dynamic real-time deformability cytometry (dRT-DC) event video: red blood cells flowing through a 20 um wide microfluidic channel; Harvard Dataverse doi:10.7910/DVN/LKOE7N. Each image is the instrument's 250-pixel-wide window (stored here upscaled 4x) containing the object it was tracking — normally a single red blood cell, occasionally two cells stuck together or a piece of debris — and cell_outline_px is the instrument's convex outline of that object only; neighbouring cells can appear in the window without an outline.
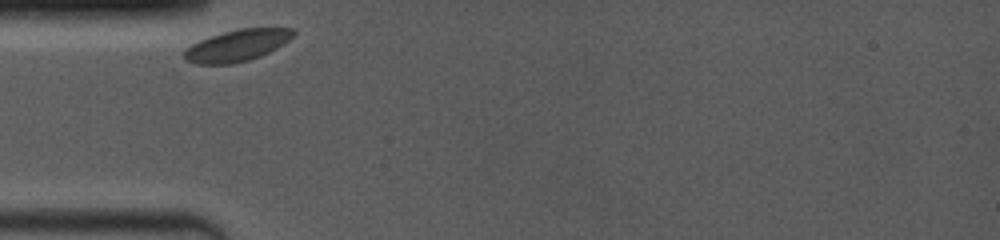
{"species": "common noctule bat (a hibernating species)", "species_latin": "Nyctalus noctula", "temperature_condition": "room temperature", "stored_images_in_passage": 39, "camera_frame_rate_fps": 4000, "um_per_image_px": 0.085, "animal": {"sex": "female", "body_mass_g": 19.0, "forearm_length_mm": 53.3}, "frame": {"image": 1, "passage_image": 1, "time_ms": 0.0, "image_size_px": [1000, 240], "cell_outline_px": [[296, 32], [288, 40], [276, 48], [260, 56], [248, 60], [232, 64], [196, 64], [184, 60], [184, 48], [200, 40], [224, 32], [240, 28], [296, 28]], "centroid_in_image_um": [20.13, 3.87], "position_along_channel_um": 64.9, "area_um2": 20.0}}
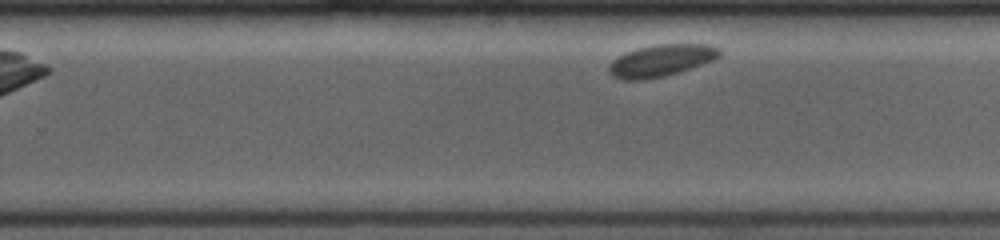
{"frame": {"image": 2, "passage_image": 25, "time_ms": 6.0, "image_size_px": [1000, 240], "cell_outline_px": [[720, 56], [712, 60], [664, 76], [644, 80], [620, 80], [612, 76], [608, 72], [608, 68], [612, 60], [636, 48], [656, 44], [712, 44], [720, 48]], "centroid_in_image_um": [56.16, 5.14], "position_along_channel_um": 273.6, "area_um2": 20.4}}
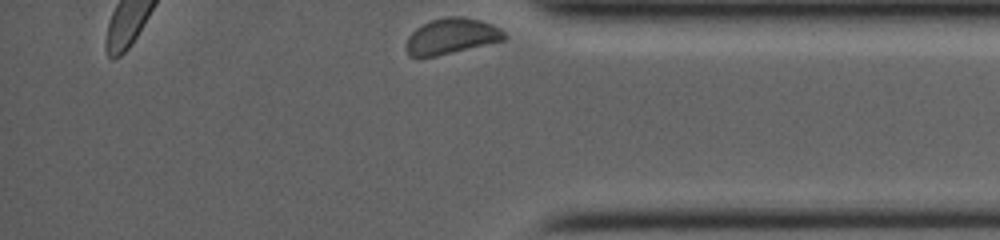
{"frame": {"image": 3, "passage_image": 39, "time_ms": 9.5, "image_size_px": [1000, 240], "cell_outline_px": [[508, 36], [504, 40], [436, 56], [408, 56], [408, 36], [416, 28], [432, 20], [448, 16], [460, 16], [480, 20], [492, 24], [500, 28]], "centroid_in_image_um": [38.42, 3.06], "position_along_channel_um": 396.8, "area_um2": 20.06}}